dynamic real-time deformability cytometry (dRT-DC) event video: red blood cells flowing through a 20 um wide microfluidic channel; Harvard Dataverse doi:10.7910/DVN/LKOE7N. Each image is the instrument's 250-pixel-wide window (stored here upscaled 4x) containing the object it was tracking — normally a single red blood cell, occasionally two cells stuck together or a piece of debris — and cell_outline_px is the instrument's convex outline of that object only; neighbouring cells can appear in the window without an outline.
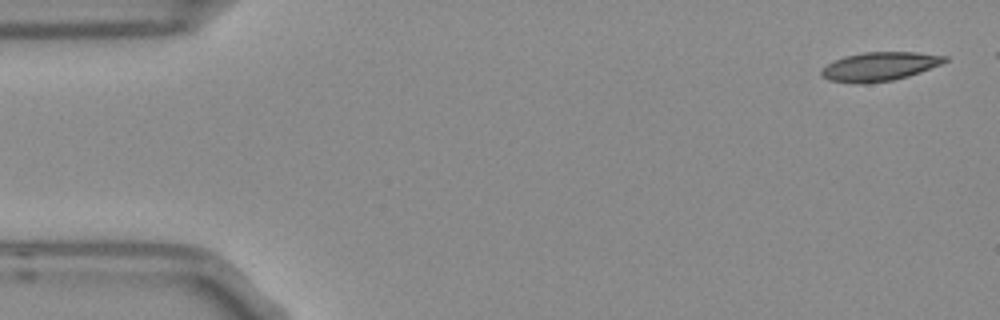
{"species": "Egyptian fruit bat (a non-hibernating species)", "species_latin": "Rousettus aegyptiacus", "temperature_condition": "room temperature", "stored_images_in_passage": 8, "camera_frame_rate_fps": 3000, "um_per_image_px": 0.085, "frame": {"image": 1, "passage_image": 1, "time_ms": 0.0, "image_size_px": [1000, 320], "cell_outline_px": [[948, 60], [940, 64], [920, 72], [908, 76], [892, 80], [864, 84], [828, 80], [820, 76], [820, 68], [844, 56], [864, 52], [916, 52], [948, 56]], "centroid_in_image_um": [74.73, 5.65], "position_along_channel_um": 10.3, "area_um2": 20.69}}
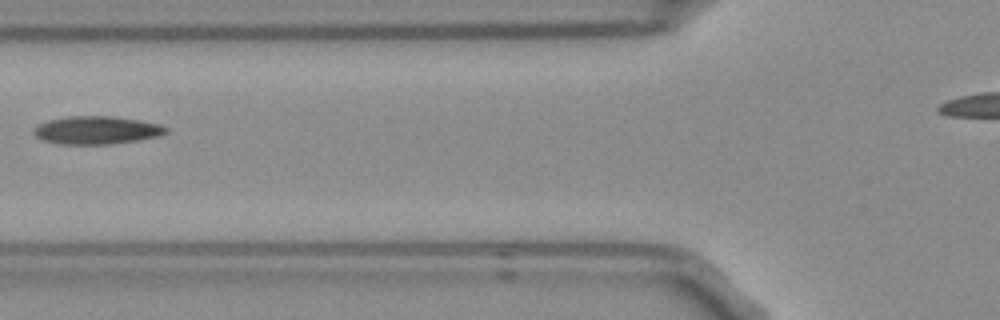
{"frame": {"image": 2, "passage_image": 6, "time_ms": 1.667, "image_size_px": [1000, 320], "cell_outline_px": [[168, 132], [160, 136], [140, 140], [112, 144], [60, 144], [40, 140], [32, 132], [32, 128], [48, 120], [68, 116], [112, 116], [140, 120], [160, 124], [168, 128]], "centroid_in_image_um": [8.22, 11.07], "position_along_channel_um": 117.6, "area_um2": 21.85}}